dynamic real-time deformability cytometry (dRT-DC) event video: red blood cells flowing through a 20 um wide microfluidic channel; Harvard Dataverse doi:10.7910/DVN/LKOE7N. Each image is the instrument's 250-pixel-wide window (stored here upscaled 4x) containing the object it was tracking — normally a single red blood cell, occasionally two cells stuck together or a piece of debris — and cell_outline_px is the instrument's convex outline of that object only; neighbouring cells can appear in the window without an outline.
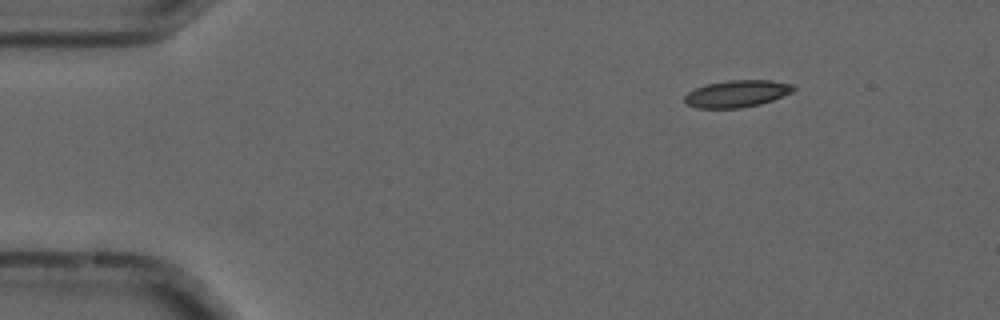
{"species": "common noctule bat (a hibernating species)", "species_latin": "Nyctalus noctula", "temperature_condition": "cold", "stored_images_in_passage": 49, "camera_frame_rate_fps": 3000, "um_per_image_px": 0.085, "animal": {"sex": "male", "forearm_length_mm": 52.5}, "frame": {"image": 1, "passage_image": 1, "time_ms": 0.0, "image_size_px": [1000, 320], "cell_outline_px": [[796, 88], [792, 92], [772, 100], [760, 104], [740, 108], [696, 108], [688, 104], [684, 100], [684, 96], [688, 92], [696, 88], [708, 84], [728, 80], [772, 80], [792, 84]], "centroid_in_image_um": [62.65, 7.96], "position_along_channel_um": 22.4, "area_um2": 17.05}}
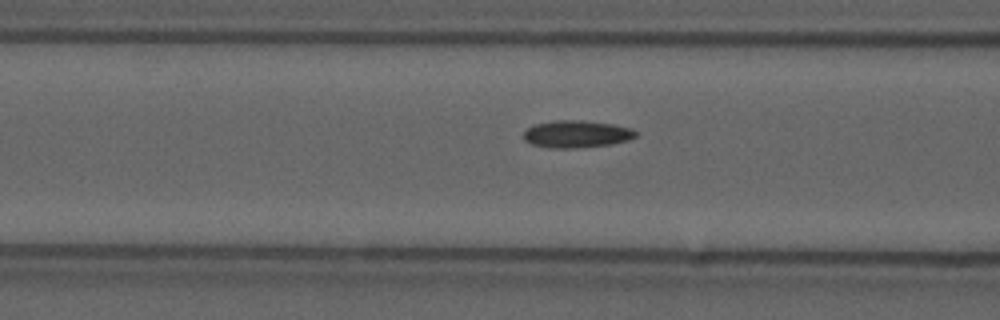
{"frame": {"image": 2, "passage_image": 15, "time_ms": 4.667, "image_size_px": [1000, 320], "cell_outline_px": [[636, 136], [628, 140], [612, 144], [572, 148], [548, 148], [532, 144], [524, 140], [524, 132], [528, 128], [536, 124], [556, 120], [580, 120], [612, 124], [632, 128], [636, 132]], "centroid_in_image_um": [49.01, 11.4], "position_along_channel_um": 117.6, "area_um2": 17.69}}
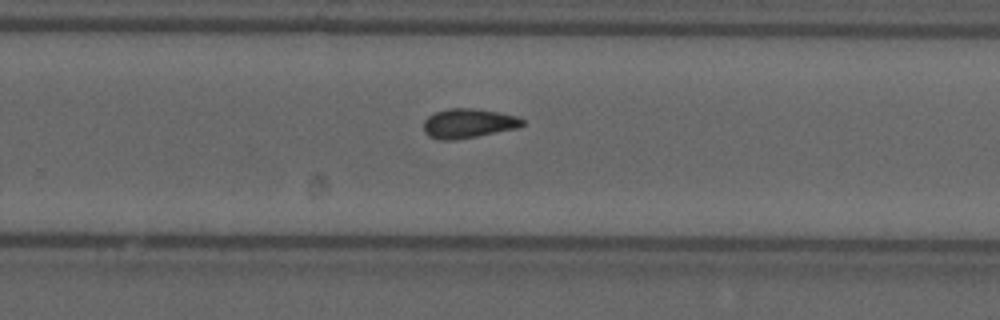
{"frame": {"image": 3, "passage_image": 29, "time_ms": 9.333, "image_size_px": [1000, 320], "cell_outline_px": [[524, 124], [516, 128], [456, 140], [440, 140], [428, 136], [424, 132], [424, 120], [428, 116], [436, 112], [452, 108], [472, 108], [500, 112], [516, 116], [524, 120]], "centroid_in_image_um": [39.78, 10.48], "position_along_channel_um": 290.0, "area_um2": 16.82}, "authors_computed_cell_mechanics": {"area_um2": 16.7042, "velocity_mm_per_s": 3.6958, "shape_relaxation_time_tau1_ms": 6.7735, "shape_relaxation_time_tau2_ms": 3.3761, "deformation_change_tau1": 0.1302, "deformation_change_tau2": 0.0984}}